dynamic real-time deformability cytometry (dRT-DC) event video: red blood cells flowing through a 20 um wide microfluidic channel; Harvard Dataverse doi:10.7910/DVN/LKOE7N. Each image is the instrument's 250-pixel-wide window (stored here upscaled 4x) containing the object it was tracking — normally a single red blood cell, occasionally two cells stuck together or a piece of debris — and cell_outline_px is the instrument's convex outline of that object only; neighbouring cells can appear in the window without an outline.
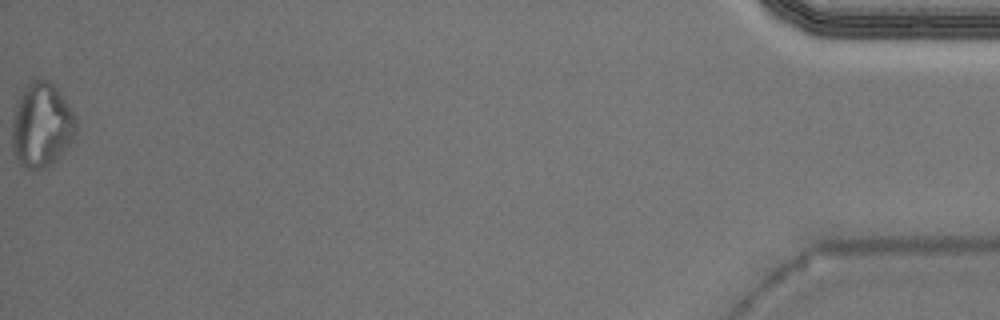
{"species": "Egyptian fruit bat (a non-hibernating species)", "species_latin": "Rousettus aegyptiacus", "temperature_condition": "warm", "stored_images_in_passage": 37, "camera_frame_rate_fps": 3000, "um_per_image_px": 0.085, "animal": {"sex": "male"}, "frame": {"image": 1, "passage_image": 37, "time_ms": 12.0, "image_size_px": [1000, 320], "cell_outline_px": [[76, 132], [72, 140], [64, 152], [48, 164], [40, 168], [28, 168], [20, 164], [12, 152], [12, 112], [20, 92], [32, 80], [48, 80], [60, 92], [76, 116]], "centroid_in_image_um": [3.51, 10.61], "position_along_channel_um": 431.7, "area_um2": 31.44}, "authors_computed_cell_mechanics": {"area_um2": 17.6868, "velocity_mm_per_s": 3.994, "shape_relaxation_time_tau1_ms": null, "shape_relaxation_time_tau2_ms": 9.1126, "deformation_change_tau1": null, "deformation_change_tau2": 0.2398}}